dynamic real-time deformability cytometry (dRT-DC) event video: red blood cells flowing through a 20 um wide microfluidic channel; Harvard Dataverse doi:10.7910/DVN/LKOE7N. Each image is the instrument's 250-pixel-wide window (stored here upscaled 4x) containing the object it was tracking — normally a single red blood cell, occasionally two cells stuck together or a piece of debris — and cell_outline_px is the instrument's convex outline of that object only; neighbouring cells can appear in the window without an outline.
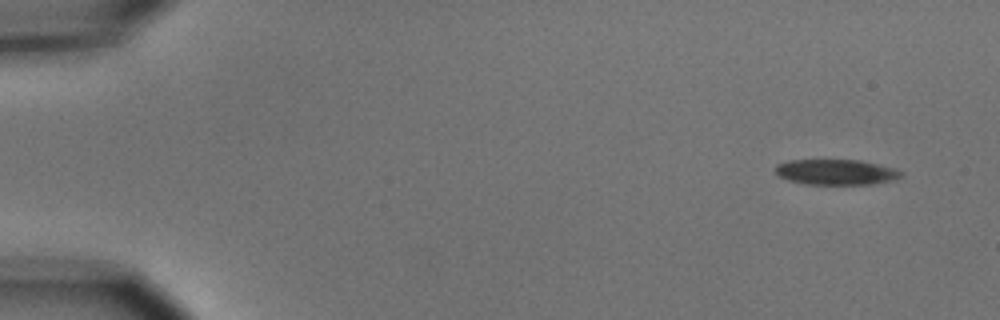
{"species": "common noctule bat (a hibernating species)", "species_latin": "Nyctalus noctula", "temperature_condition": "cold", "stored_images_in_passage": 7, "camera_frame_rate_fps": 3000, "um_per_image_px": 0.085, "animal": {"sex": "male", "body_mass_g": 15.6}, "frame": {"image": 1, "passage_image": 1, "time_ms": 0.0, "image_size_px": [1000, 320], "cell_outline_px": [[904, 176], [896, 180], [872, 184], [808, 184], [788, 180], [780, 176], [776, 172], [776, 164], [788, 160], [860, 160], [892, 168], [904, 172]], "centroid_in_image_um": [71.1, 14.63], "position_along_channel_um": 13.9, "area_um2": 18.61}}
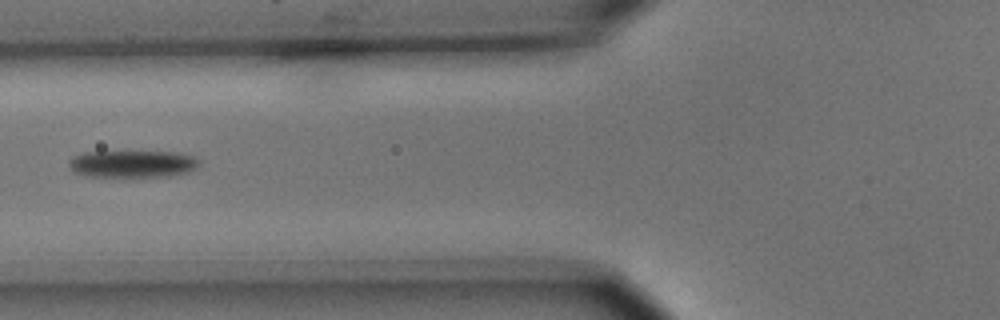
{"frame": {"image": 2, "passage_image": 6, "time_ms": 6.0, "image_size_px": [1000, 320], "cell_outline_px": [[200, 164], [196, 168], [188, 172], [172, 176], [88, 176], [72, 172], [68, 164], [68, 160], [72, 156], [84, 152], [176, 152], [192, 156], [200, 160]], "centroid_in_image_um": [11.25, 13.93], "position_along_channel_um": 114.6, "area_um2": 20.63}}
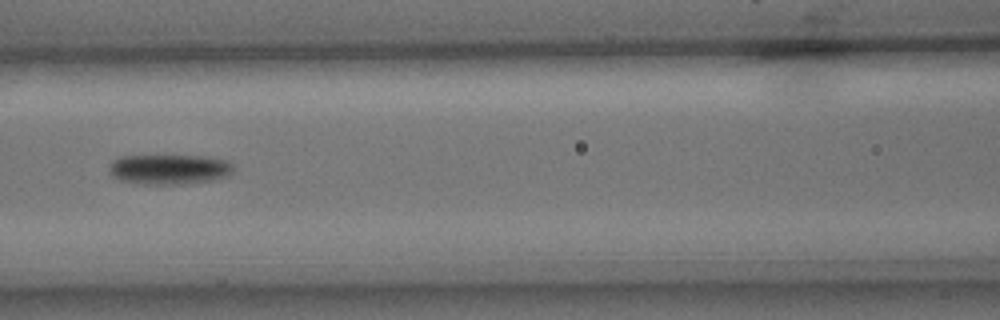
{"frame": {"image": 3, "passage_image": 7, "time_ms": 7.0, "image_size_px": [1000, 320], "cell_outline_px": [[236, 168], [228, 176], [212, 180], [184, 184], [144, 184], [120, 180], [112, 172], [112, 160], [120, 156], [208, 156], [228, 160]], "centroid_in_image_um": [14.49, 14.38], "position_along_channel_um": 152.1, "area_um2": 21.62}}